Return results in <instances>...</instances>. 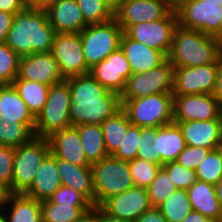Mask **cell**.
Wrapping results in <instances>:
<instances>
[{"label":"cell","instance_id":"6da1fadb","mask_svg":"<svg viewBox=\"0 0 222 222\" xmlns=\"http://www.w3.org/2000/svg\"><path fill=\"white\" fill-rule=\"evenodd\" d=\"M66 80L71 91V126L101 125L122 108L120 95L108 91L90 74Z\"/></svg>","mask_w":222,"mask_h":222},{"label":"cell","instance_id":"7a4b0ae2","mask_svg":"<svg viewBox=\"0 0 222 222\" xmlns=\"http://www.w3.org/2000/svg\"><path fill=\"white\" fill-rule=\"evenodd\" d=\"M56 34L46 10L24 8L15 14L6 44L21 58L51 52Z\"/></svg>","mask_w":222,"mask_h":222},{"label":"cell","instance_id":"3957f363","mask_svg":"<svg viewBox=\"0 0 222 222\" xmlns=\"http://www.w3.org/2000/svg\"><path fill=\"white\" fill-rule=\"evenodd\" d=\"M168 60L174 68L220 64L222 39L177 25Z\"/></svg>","mask_w":222,"mask_h":222},{"label":"cell","instance_id":"277c9868","mask_svg":"<svg viewBox=\"0 0 222 222\" xmlns=\"http://www.w3.org/2000/svg\"><path fill=\"white\" fill-rule=\"evenodd\" d=\"M95 206H100L106 199L134 187L129 161L108 155L98 163L91 165Z\"/></svg>","mask_w":222,"mask_h":222},{"label":"cell","instance_id":"5b68a950","mask_svg":"<svg viewBox=\"0 0 222 222\" xmlns=\"http://www.w3.org/2000/svg\"><path fill=\"white\" fill-rule=\"evenodd\" d=\"M71 105L68 81L52 84L43 110L35 117L34 135L47 138L55 131L70 127Z\"/></svg>","mask_w":222,"mask_h":222},{"label":"cell","instance_id":"8992f818","mask_svg":"<svg viewBox=\"0 0 222 222\" xmlns=\"http://www.w3.org/2000/svg\"><path fill=\"white\" fill-rule=\"evenodd\" d=\"M132 125L140 128H158L173 123V94H153L130 100H121Z\"/></svg>","mask_w":222,"mask_h":222},{"label":"cell","instance_id":"52a82bcc","mask_svg":"<svg viewBox=\"0 0 222 222\" xmlns=\"http://www.w3.org/2000/svg\"><path fill=\"white\" fill-rule=\"evenodd\" d=\"M50 153L48 138L34 136L28 143L14 148L11 193H25L33 184L42 161Z\"/></svg>","mask_w":222,"mask_h":222},{"label":"cell","instance_id":"ba28073f","mask_svg":"<svg viewBox=\"0 0 222 222\" xmlns=\"http://www.w3.org/2000/svg\"><path fill=\"white\" fill-rule=\"evenodd\" d=\"M123 33L115 18L105 23L86 26L80 32V37L87 66L91 68L118 50Z\"/></svg>","mask_w":222,"mask_h":222},{"label":"cell","instance_id":"9c48e42d","mask_svg":"<svg viewBox=\"0 0 222 222\" xmlns=\"http://www.w3.org/2000/svg\"><path fill=\"white\" fill-rule=\"evenodd\" d=\"M222 0H188L177 11L180 27L222 39Z\"/></svg>","mask_w":222,"mask_h":222},{"label":"cell","instance_id":"30bf717a","mask_svg":"<svg viewBox=\"0 0 222 222\" xmlns=\"http://www.w3.org/2000/svg\"><path fill=\"white\" fill-rule=\"evenodd\" d=\"M174 67L167 59L156 68L132 74L126 83L121 100L146 97L153 94L173 93Z\"/></svg>","mask_w":222,"mask_h":222},{"label":"cell","instance_id":"8fae6325","mask_svg":"<svg viewBox=\"0 0 222 222\" xmlns=\"http://www.w3.org/2000/svg\"><path fill=\"white\" fill-rule=\"evenodd\" d=\"M51 53L59 64L62 77L68 78L89 74L84 57L80 33H57Z\"/></svg>","mask_w":222,"mask_h":222},{"label":"cell","instance_id":"7c38bea8","mask_svg":"<svg viewBox=\"0 0 222 222\" xmlns=\"http://www.w3.org/2000/svg\"><path fill=\"white\" fill-rule=\"evenodd\" d=\"M177 25V14L170 11L163 19L132 25L124 33L129 38L164 52L168 56Z\"/></svg>","mask_w":222,"mask_h":222},{"label":"cell","instance_id":"4fadbf2b","mask_svg":"<svg viewBox=\"0 0 222 222\" xmlns=\"http://www.w3.org/2000/svg\"><path fill=\"white\" fill-rule=\"evenodd\" d=\"M222 118V107L212 94L173 95V122Z\"/></svg>","mask_w":222,"mask_h":222},{"label":"cell","instance_id":"5bb4252c","mask_svg":"<svg viewBox=\"0 0 222 222\" xmlns=\"http://www.w3.org/2000/svg\"><path fill=\"white\" fill-rule=\"evenodd\" d=\"M219 64L174 68L173 95L212 94Z\"/></svg>","mask_w":222,"mask_h":222},{"label":"cell","instance_id":"9a60e30c","mask_svg":"<svg viewBox=\"0 0 222 222\" xmlns=\"http://www.w3.org/2000/svg\"><path fill=\"white\" fill-rule=\"evenodd\" d=\"M99 207L112 217L130 222L153 208L147 188L136 186L106 199Z\"/></svg>","mask_w":222,"mask_h":222},{"label":"cell","instance_id":"2e32d148","mask_svg":"<svg viewBox=\"0 0 222 222\" xmlns=\"http://www.w3.org/2000/svg\"><path fill=\"white\" fill-rule=\"evenodd\" d=\"M89 74L108 91L121 95L133 73L124 52L119 48L92 66Z\"/></svg>","mask_w":222,"mask_h":222},{"label":"cell","instance_id":"e0dca14e","mask_svg":"<svg viewBox=\"0 0 222 222\" xmlns=\"http://www.w3.org/2000/svg\"><path fill=\"white\" fill-rule=\"evenodd\" d=\"M170 11L159 0H122L114 18L125 32L132 25L163 19Z\"/></svg>","mask_w":222,"mask_h":222},{"label":"cell","instance_id":"ac0fdd59","mask_svg":"<svg viewBox=\"0 0 222 222\" xmlns=\"http://www.w3.org/2000/svg\"><path fill=\"white\" fill-rule=\"evenodd\" d=\"M16 78L36 81L49 86L65 80L60 73L59 64L51 52L21 57Z\"/></svg>","mask_w":222,"mask_h":222},{"label":"cell","instance_id":"d6986e66","mask_svg":"<svg viewBox=\"0 0 222 222\" xmlns=\"http://www.w3.org/2000/svg\"><path fill=\"white\" fill-rule=\"evenodd\" d=\"M187 145L217 149L222 141V118L176 123Z\"/></svg>","mask_w":222,"mask_h":222},{"label":"cell","instance_id":"ffe728a7","mask_svg":"<svg viewBox=\"0 0 222 222\" xmlns=\"http://www.w3.org/2000/svg\"><path fill=\"white\" fill-rule=\"evenodd\" d=\"M47 138L50 143V152L55 158L77 166H91L86 159L82 141L75 126L55 131Z\"/></svg>","mask_w":222,"mask_h":222},{"label":"cell","instance_id":"44dd1931","mask_svg":"<svg viewBox=\"0 0 222 222\" xmlns=\"http://www.w3.org/2000/svg\"><path fill=\"white\" fill-rule=\"evenodd\" d=\"M46 12L56 33H80L88 26L76 0H54Z\"/></svg>","mask_w":222,"mask_h":222},{"label":"cell","instance_id":"7402d4cb","mask_svg":"<svg viewBox=\"0 0 222 222\" xmlns=\"http://www.w3.org/2000/svg\"><path fill=\"white\" fill-rule=\"evenodd\" d=\"M120 48L129 61L133 74L149 71L168 59L164 52L131 39L125 33L121 37Z\"/></svg>","mask_w":222,"mask_h":222},{"label":"cell","instance_id":"603a6c76","mask_svg":"<svg viewBox=\"0 0 222 222\" xmlns=\"http://www.w3.org/2000/svg\"><path fill=\"white\" fill-rule=\"evenodd\" d=\"M61 185L57 158L50 152L37 169L33 184L24 194L42 202L49 200Z\"/></svg>","mask_w":222,"mask_h":222},{"label":"cell","instance_id":"cb8c5ba5","mask_svg":"<svg viewBox=\"0 0 222 222\" xmlns=\"http://www.w3.org/2000/svg\"><path fill=\"white\" fill-rule=\"evenodd\" d=\"M57 169L62 186L73 188L83 194L95 206V191L91 166H77L57 159Z\"/></svg>","mask_w":222,"mask_h":222},{"label":"cell","instance_id":"d4e9b609","mask_svg":"<svg viewBox=\"0 0 222 222\" xmlns=\"http://www.w3.org/2000/svg\"><path fill=\"white\" fill-rule=\"evenodd\" d=\"M0 120H17L34 133L35 117L28 110L13 84L0 86Z\"/></svg>","mask_w":222,"mask_h":222},{"label":"cell","instance_id":"484cf974","mask_svg":"<svg viewBox=\"0 0 222 222\" xmlns=\"http://www.w3.org/2000/svg\"><path fill=\"white\" fill-rule=\"evenodd\" d=\"M187 192L193 211L200 212L212 221H222V210L214 185L197 180Z\"/></svg>","mask_w":222,"mask_h":222},{"label":"cell","instance_id":"4316f807","mask_svg":"<svg viewBox=\"0 0 222 222\" xmlns=\"http://www.w3.org/2000/svg\"><path fill=\"white\" fill-rule=\"evenodd\" d=\"M4 211L8 222H43L41 202L24 193H12Z\"/></svg>","mask_w":222,"mask_h":222},{"label":"cell","instance_id":"83f0119b","mask_svg":"<svg viewBox=\"0 0 222 222\" xmlns=\"http://www.w3.org/2000/svg\"><path fill=\"white\" fill-rule=\"evenodd\" d=\"M186 146L180 127L176 123L158 127L159 165L176 161Z\"/></svg>","mask_w":222,"mask_h":222},{"label":"cell","instance_id":"f1b7e54d","mask_svg":"<svg viewBox=\"0 0 222 222\" xmlns=\"http://www.w3.org/2000/svg\"><path fill=\"white\" fill-rule=\"evenodd\" d=\"M75 127L79 132L83 150L90 165L108 156L101 125L83 124Z\"/></svg>","mask_w":222,"mask_h":222},{"label":"cell","instance_id":"f546056e","mask_svg":"<svg viewBox=\"0 0 222 222\" xmlns=\"http://www.w3.org/2000/svg\"><path fill=\"white\" fill-rule=\"evenodd\" d=\"M12 84L28 110L36 117L43 110L50 86L21 78H15Z\"/></svg>","mask_w":222,"mask_h":222},{"label":"cell","instance_id":"4dcf8cb0","mask_svg":"<svg viewBox=\"0 0 222 222\" xmlns=\"http://www.w3.org/2000/svg\"><path fill=\"white\" fill-rule=\"evenodd\" d=\"M131 125L122 108L101 124L108 155H113L123 143L124 135Z\"/></svg>","mask_w":222,"mask_h":222},{"label":"cell","instance_id":"1f68e13d","mask_svg":"<svg viewBox=\"0 0 222 222\" xmlns=\"http://www.w3.org/2000/svg\"><path fill=\"white\" fill-rule=\"evenodd\" d=\"M93 205H66L50 200L41 202L43 222H76Z\"/></svg>","mask_w":222,"mask_h":222},{"label":"cell","instance_id":"d6a6232c","mask_svg":"<svg viewBox=\"0 0 222 222\" xmlns=\"http://www.w3.org/2000/svg\"><path fill=\"white\" fill-rule=\"evenodd\" d=\"M157 209L168 222H181L192 211L187 190H175Z\"/></svg>","mask_w":222,"mask_h":222},{"label":"cell","instance_id":"836d02e7","mask_svg":"<svg viewBox=\"0 0 222 222\" xmlns=\"http://www.w3.org/2000/svg\"><path fill=\"white\" fill-rule=\"evenodd\" d=\"M34 133L22 122L0 120V145L16 148L28 143Z\"/></svg>","mask_w":222,"mask_h":222},{"label":"cell","instance_id":"e575fe53","mask_svg":"<svg viewBox=\"0 0 222 222\" xmlns=\"http://www.w3.org/2000/svg\"><path fill=\"white\" fill-rule=\"evenodd\" d=\"M195 172L199 181L215 186L222 178V157L218 149L211 150Z\"/></svg>","mask_w":222,"mask_h":222},{"label":"cell","instance_id":"d590c367","mask_svg":"<svg viewBox=\"0 0 222 222\" xmlns=\"http://www.w3.org/2000/svg\"><path fill=\"white\" fill-rule=\"evenodd\" d=\"M88 25L101 24L114 18V12L104 0H76Z\"/></svg>","mask_w":222,"mask_h":222},{"label":"cell","instance_id":"8d00e7d4","mask_svg":"<svg viewBox=\"0 0 222 222\" xmlns=\"http://www.w3.org/2000/svg\"><path fill=\"white\" fill-rule=\"evenodd\" d=\"M147 190L152 206L157 207L177 190V187L168 173L161 167Z\"/></svg>","mask_w":222,"mask_h":222},{"label":"cell","instance_id":"74e56055","mask_svg":"<svg viewBox=\"0 0 222 222\" xmlns=\"http://www.w3.org/2000/svg\"><path fill=\"white\" fill-rule=\"evenodd\" d=\"M137 158L159 165L158 128H140Z\"/></svg>","mask_w":222,"mask_h":222},{"label":"cell","instance_id":"f35d334b","mask_svg":"<svg viewBox=\"0 0 222 222\" xmlns=\"http://www.w3.org/2000/svg\"><path fill=\"white\" fill-rule=\"evenodd\" d=\"M19 59L6 43H0V86L13 83L18 75Z\"/></svg>","mask_w":222,"mask_h":222},{"label":"cell","instance_id":"ab89813d","mask_svg":"<svg viewBox=\"0 0 222 222\" xmlns=\"http://www.w3.org/2000/svg\"><path fill=\"white\" fill-rule=\"evenodd\" d=\"M129 167L134 186L147 188L162 166L147 160L135 158L129 161Z\"/></svg>","mask_w":222,"mask_h":222},{"label":"cell","instance_id":"60d3db41","mask_svg":"<svg viewBox=\"0 0 222 222\" xmlns=\"http://www.w3.org/2000/svg\"><path fill=\"white\" fill-rule=\"evenodd\" d=\"M162 168L171 177L177 189L187 190L198 180L194 170L182 166L177 161L165 163Z\"/></svg>","mask_w":222,"mask_h":222},{"label":"cell","instance_id":"b9f144b4","mask_svg":"<svg viewBox=\"0 0 222 222\" xmlns=\"http://www.w3.org/2000/svg\"><path fill=\"white\" fill-rule=\"evenodd\" d=\"M139 139L140 127L131 125L124 135L123 143L119 145L113 156L124 161L134 160L137 158Z\"/></svg>","mask_w":222,"mask_h":222},{"label":"cell","instance_id":"7bdbcfd3","mask_svg":"<svg viewBox=\"0 0 222 222\" xmlns=\"http://www.w3.org/2000/svg\"><path fill=\"white\" fill-rule=\"evenodd\" d=\"M212 149L187 145L178 155L176 161L182 166L194 170Z\"/></svg>","mask_w":222,"mask_h":222},{"label":"cell","instance_id":"ee69618b","mask_svg":"<svg viewBox=\"0 0 222 222\" xmlns=\"http://www.w3.org/2000/svg\"><path fill=\"white\" fill-rule=\"evenodd\" d=\"M53 203L66 205H93L83 194L73 188L60 186L49 199Z\"/></svg>","mask_w":222,"mask_h":222},{"label":"cell","instance_id":"f6af8a7d","mask_svg":"<svg viewBox=\"0 0 222 222\" xmlns=\"http://www.w3.org/2000/svg\"><path fill=\"white\" fill-rule=\"evenodd\" d=\"M14 165V148L0 147V184L11 191L12 173Z\"/></svg>","mask_w":222,"mask_h":222},{"label":"cell","instance_id":"bcb514c9","mask_svg":"<svg viewBox=\"0 0 222 222\" xmlns=\"http://www.w3.org/2000/svg\"><path fill=\"white\" fill-rule=\"evenodd\" d=\"M15 14L0 11V43H6Z\"/></svg>","mask_w":222,"mask_h":222},{"label":"cell","instance_id":"7dc6e473","mask_svg":"<svg viewBox=\"0 0 222 222\" xmlns=\"http://www.w3.org/2000/svg\"><path fill=\"white\" fill-rule=\"evenodd\" d=\"M135 222H168L157 207L143 213Z\"/></svg>","mask_w":222,"mask_h":222},{"label":"cell","instance_id":"c3c4849f","mask_svg":"<svg viewBox=\"0 0 222 222\" xmlns=\"http://www.w3.org/2000/svg\"><path fill=\"white\" fill-rule=\"evenodd\" d=\"M24 8L23 0H0V11L16 14Z\"/></svg>","mask_w":222,"mask_h":222},{"label":"cell","instance_id":"681fc988","mask_svg":"<svg viewBox=\"0 0 222 222\" xmlns=\"http://www.w3.org/2000/svg\"><path fill=\"white\" fill-rule=\"evenodd\" d=\"M212 95L217 99L220 106L222 107V60L220 61L219 64V70L216 77V83Z\"/></svg>","mask_w":222,"mask_h":222},{"label":"cell","instance_id":"f907efd6","mask_svg":"<svg viewBox=\"0 0 222 222\" xmlns=\"http://www.w3.org/2000/svg\"><path fill=\"white\" fill-rule=\"evenodd\" d=\"M54 0H23L25 8L46 10Z\"/></svg>","mask_w":222,"mask_h":222},{"label":"cell","instance_id":"816d5d0a","mask_svg":"<svg viewBox=\"0 0 222 222\" xmlns=\"http://www.w3.org/2000/svg\"><path fill=\"white\" fill-rule=\"evenodd\" d=\"M76 222H98V206L91 207Z\"/></svg>","mask_w":222,"mask_h":222},{"label":"cell","instance_id":"f5cc1de1","mask_svg":"<svg viewBox=\"0 0 222 222\" xmlns=\"http://www.w3.org/2000/svg\"><path fill=\"white\" fill-rule=\"evenodd\" d=\"M181 222H212V220L200 212L192 210Z\"/></svg>","mask_w":222,"mask_h":222},{"label":"cell","instance_id":"db71d44e","mask_svg":"<svg viewBox=\"0 0 222 222\" xmlns=\"http://www.w3.org/2000/svg\"><path fill=\"white\" fill-rule=\"evenodd\" d=\"M11 194L12 193L8 187L4 186L3 184H0V211L4 210L3 207L7 205Z\"/></svg>","mask_w":222,"mask_h":222},{"label":"cell","instance_id":"11a10c76","mask_svg":"<svg viewBox=\"0 0 222 222\" xmlns=\"http://www.w3.org/2000/svg\"><path fill=\"white\" fill-rule=\"evenodd\" d=\"M98 222H130L126 220H122L119 218L112 217L106 214L99 206H98Z\"/></svg>","mask_w":222,"mask_h":222},{"label":"cell","instance_id":"9f6ffc18","mask_svg":"<svg viewBox=\"0 0 222 222\" xmlns=\"http://www.w3.org/2000/svg\"><path fill=\"white\" fill-rule=\"evenodd\" d=\"M163 2L171 11L176 12L188 0H159Z\"/></svg>","mask_w":222,"mask_h":222},{"label":"cell","instance_id":"6f0895ef","mask_svg":"<svg viewBox=\"0 0 222 222\" xmlns=\"http://www.w3.org/2000/svg\"><path fill=\"white\" fill-rule=\"evenodd\" d=\"M215 190H216V195H217L218 202L220 203V207H221V210H222V178L215 185Z\"/></svg>","mask_w":222,"mask_h":222},{"label":"cell","instance_id":"680465c9","mask_svg":"<svg viewBox=\"0 0 222 222\" xmlns=\"http://www.w3.org/2000/svg\"><path fill=\"white\" fill-rule=\"evenodd\" d=\"M105 3L111 8L113 12H115L122 3V0H104Z\"/></svg>","mask_w":222,"mask_h":222},{"label":"cell","instance_id":"91938a15","mask_svg":"<svg viewBox=\"0 0 222 222\" xmlns=\"http://www.w3.org/2000/svg\"><path fill=\"white\" fill-rule=\"evenodd\" d=\"M0 222H8L7 216H6L4 210H1V211H0Z\"/></svg>","mask_w":222,"mask_h":222},{"label":"cell","instance_id":"94428289","mask_svg":"<svg viewBox=\"0 0 222 222\" xmlns=\"http://www.w3.org/2000/svg\"><path fill=\"white\" fill-rule=\"evenodd\" d=\"M217 149H218V151L220 152L221 157H222V141H221L220 144L217 146Z\"/></svg>","mask_w":222,"mask_h":222},{"label":"cell","instance_id":"6125c7cd","mask_svg":"<svg viewBox=\"0 0 222 222\" xmlns=\"http://www.w3.org/2000/svg\"><path fill=\"white\" fill-rule=\"evenodd\" d=\"M221 18H222V4L220 5Z\"/></svg>","mask_w":222,"mask_h":222}]
</instances>
